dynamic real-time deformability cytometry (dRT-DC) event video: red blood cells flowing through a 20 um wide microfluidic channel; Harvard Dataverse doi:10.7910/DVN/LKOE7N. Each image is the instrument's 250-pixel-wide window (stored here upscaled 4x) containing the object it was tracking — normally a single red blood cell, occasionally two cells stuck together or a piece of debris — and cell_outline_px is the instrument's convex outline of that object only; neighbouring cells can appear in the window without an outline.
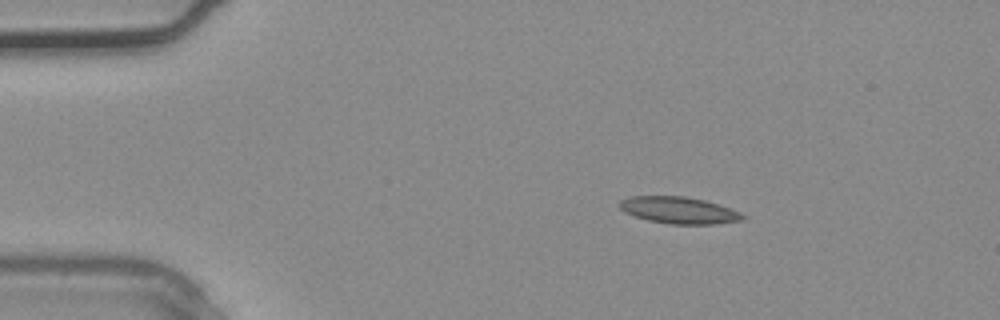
{"species": "common noctule bat (a hibernating species)", "species_latin": "Nyctalus noctula", "temperature_condition": "warm", "stored_images_in_passage": 1, "camera_frame_rate_fps": 3000, "um_per_image_px": 0.085, "animal": {"sex": "male", "body_mass_g": 20.4}, "frame": {"image": 1, "passage_image": 1, "time_ms": 0.0, "image_size_px": [1000, 320], "cell_outline_px": [[748, 216], [744, 220], [712, 224], [668, 224], [648, 220], [624, 212], [616, 204], [620, 200], [632, 196], [684, 196], [704, 200], [740, 212]], "centroid_in_image_um": [57.69, 17.87], "position_along_channel_um": 27.3, "area_um2": 19.19}}